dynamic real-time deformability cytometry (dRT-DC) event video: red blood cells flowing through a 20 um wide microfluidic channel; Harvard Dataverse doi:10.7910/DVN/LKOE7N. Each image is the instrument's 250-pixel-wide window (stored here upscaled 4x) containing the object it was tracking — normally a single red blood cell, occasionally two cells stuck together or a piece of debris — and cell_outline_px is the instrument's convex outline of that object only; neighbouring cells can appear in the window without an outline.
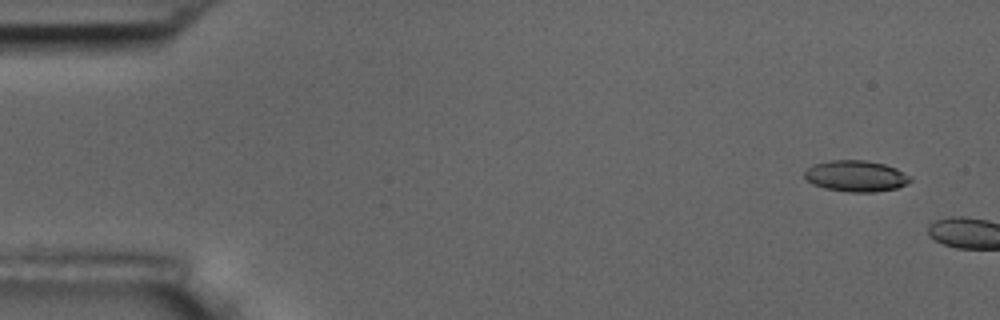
{"species": "common noctule bat (a hibernating species)", "species_latin": "Nyctalus noctula", "temperature_condition": "room temperature", "stored_images_in_passage": 3, "camera_frame_rate_fps": 3000, "um_per_image_px": 0.085, "animal": {"sex": "male", "body_mass_g": 17.5, "forearm_length_mm": 52.3}, "frame": {"image": 1, "passage_image": 2, "time_ms": 1.0, "image_size_px": [1000, 320], "cell_outline_px": [[912, 180], [908, 184], [896, 188], [876, 192], [848, 192], [824, 188], [812, 184], [804, 176], [804, 172], [808, 168], [816, 164], [832, 160], [864, 160], [884, 164], [896, 168], [912, 176]], "centroid_in_image_um": [72.8, 14.97], "position_along_channel_um": 12.2, "area_um2": 19.25}}